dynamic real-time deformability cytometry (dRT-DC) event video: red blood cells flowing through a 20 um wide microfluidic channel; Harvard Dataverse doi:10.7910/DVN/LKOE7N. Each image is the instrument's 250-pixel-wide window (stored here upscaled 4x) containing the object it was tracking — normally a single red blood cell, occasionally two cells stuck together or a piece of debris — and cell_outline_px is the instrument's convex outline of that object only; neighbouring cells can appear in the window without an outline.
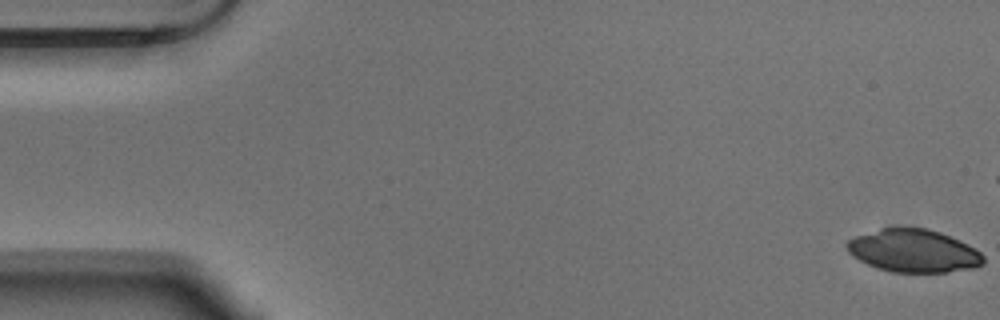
{"species": "Egyptian fruit bat (a non-hibernating species)", "species_latin": "Rousettus aegyptiacus", "temperature_condition": "warm", "stored_images_in_passage": 56, "camera_frame_rate_fps": 3000, "um_per_image_px": 0.085, "animal": {"sex": "male"}, "frame": {"image": 1, "passage_image": 1, "time_ms": 0.0, "image_size_px": [1000, 320], "cell_outline_px": [[984, 264], [972, 268], [948, 272], [892, 272], [876, 268], [852, 256], [848, 252], [844, 244], [848, 240], [856, 236], [880, 228], [900, 224], [928, 228], [940, 232], [960, 240], [968, 244], [980, 252], [984, 256]], "centroid_in_image_um": [77.63, 21.28], "position_along_channel_um": 7.4, "area_um2": 34.85}}